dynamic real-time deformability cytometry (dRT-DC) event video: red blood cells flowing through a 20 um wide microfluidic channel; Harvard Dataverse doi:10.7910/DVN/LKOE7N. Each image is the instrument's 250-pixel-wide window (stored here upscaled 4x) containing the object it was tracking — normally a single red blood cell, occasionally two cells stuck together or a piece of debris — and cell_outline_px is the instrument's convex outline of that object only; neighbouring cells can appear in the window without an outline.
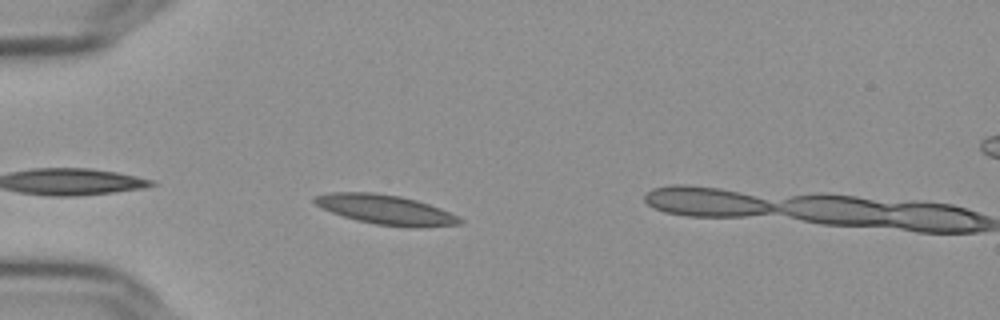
{"species": "Egyptian fruit bat (a non-hibernating species)", "species_latin": "Rousettus aegyptiacus", "temperature_condition": "cold", "stored_images_in_passage": 5, "camera_frame_rate_fps": 3000, "um_per_image_px": 0.085, "frame": {"image": 1, "passage_image": 3, "time_ms": 0.667, "image_size_px": [1000, 320], "cell_outline_px": [[464, 220], [460, 224], [416, 228], [408, 228], [376, 224], [356, 220], [332, 212], [316, 204], [312, 200], [316, 196], [332, 192], [372, 192], [400, 196], [416, 200], [428, 204], [448, 212]], "centroid_in_image_um": [32.79, 17.83], "position_along_channel_um": 52.2, "area_um2": 24.8}}